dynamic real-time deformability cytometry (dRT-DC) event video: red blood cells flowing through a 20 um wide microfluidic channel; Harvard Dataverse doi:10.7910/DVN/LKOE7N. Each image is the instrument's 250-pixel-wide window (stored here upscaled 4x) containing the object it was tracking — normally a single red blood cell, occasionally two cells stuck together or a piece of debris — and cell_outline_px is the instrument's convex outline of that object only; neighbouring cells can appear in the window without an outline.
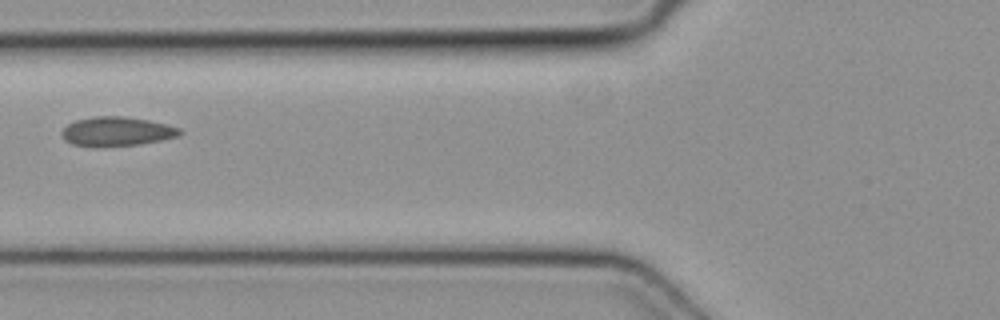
{"species": "common noctule bat (a hibernating species)", "species_latin": "Nyctalus noctula", "temperature_condition": "cold", "stored_images_in_passage": 5, "camera_frame_rate_fps": 3000, "um_per_image_px": 0.085, "animal": {"sex": "female", "body_mass_g": 19.3, "forearm_length_mm": 54.1}, "frame": {"image": 1, "passage_image": 5, "time_ms": 1.333, "image_size_px": [1000, 320], "cell_outline_px": [[184, 132], [180, 136], [140, 144], [72, 144], [64, 140], [60, 132], [68, 124], [76, 120], [96, 116], [124, 116], [148, 120], [180, 128]], "centroid_in_image_um": [9.96, 11.13], "position_along_channel_um": 115.8, "area_um2": 19.36}}